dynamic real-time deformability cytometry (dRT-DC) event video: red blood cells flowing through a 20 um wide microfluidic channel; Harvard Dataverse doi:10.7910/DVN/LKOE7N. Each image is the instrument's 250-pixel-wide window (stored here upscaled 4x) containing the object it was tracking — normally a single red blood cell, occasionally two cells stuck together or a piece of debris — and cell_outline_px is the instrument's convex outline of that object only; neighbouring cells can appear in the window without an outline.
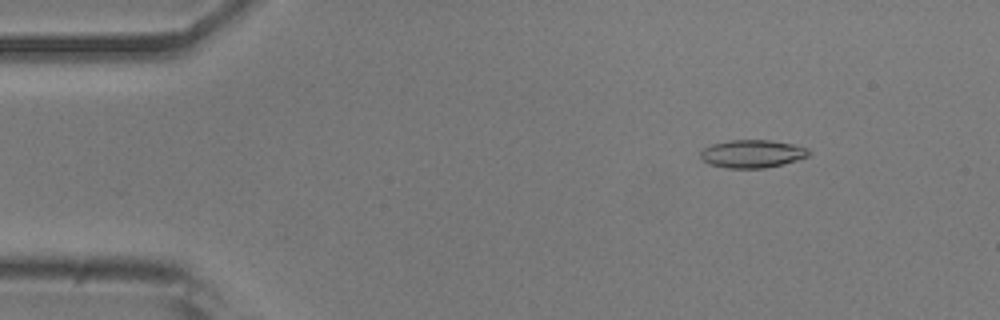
{"species": "common noctule bat (a hibernating species)", "species_latin": "Nyctalus noctula", "temperature_condition": "room temperature", "stored_images_in_passage": 52, "camera_frame_rate_fps": 3000, "um_per_image_px": 0.085, "animal": {"sex": "male", "body_mass_g": 20.5, "forearm_length_mm": 52.5}, "frame": {"image": 1, "passage_image": 7, "time_ms": 2.0, "image_size_px": [1000, 320], "cell_outline_px": [[812, 152], [808, 156], [796, 160], [764, 168], [728, 168], [708, 164], [700, 156], [700, 152], [704, 148], [712, 144], [732, 140], [768, 140], [792, 144], [808, 148]], "centroid_in_image_um": [63.94, 13.07], "position_along_channel_um": 21.1, "area_um2": 17.46}}
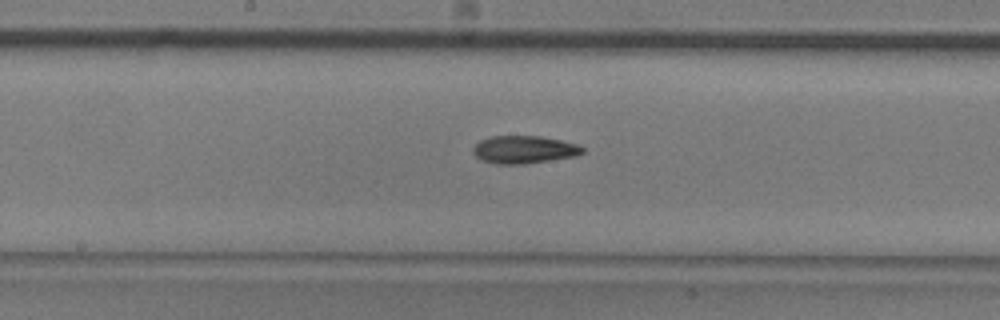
{"frame": {"image": 2, "passage_image": 27, "time_ms": 8.667, "image_size_px": [1000, 320], "cell_outline_px": [[584, 152], [576, 156], [524, 164], [496, 164], [480, 160], [472, 152], [472, 148], [480, 140], [492, 136], [540, 136], [560, 140], [576, 144], [584, 148]], "centroid_in_image_um": [44.51, 12.72], "position_along_channel_um": 203.7, "area_um2": 17.69}}
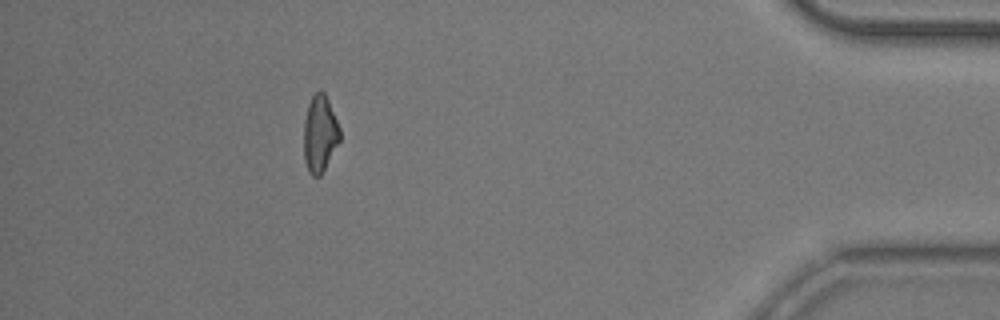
{"frame": {"image": 3, "passage_image": 47, "time_ms": 15.333, "image_size_px": [1000, 320], "cell_outline_px": [[340, 140], [320, 176], [312, 176], [308, 172], [304, 160], [304, 120], [308, 104], [312, 96], [320, 88], [324, 92], [328, 100], [340, 128]], "centroid_in_image_um": [27.17, 11.36], "position_along_channel_um": 408.0, "area_um2": 16.13}, "authors_computed_cell_mechanics": {"area_um2": 17.1955, "velocity_mm_per_s": 3.8814, "shape_relaxation_time_tau1_ms": 7.3028, "shape_relaxation_time_tau2_ms": 7.7553, "deformation_change_tau1": 0.1836, "deformation_change_tau2": 0.1763}}